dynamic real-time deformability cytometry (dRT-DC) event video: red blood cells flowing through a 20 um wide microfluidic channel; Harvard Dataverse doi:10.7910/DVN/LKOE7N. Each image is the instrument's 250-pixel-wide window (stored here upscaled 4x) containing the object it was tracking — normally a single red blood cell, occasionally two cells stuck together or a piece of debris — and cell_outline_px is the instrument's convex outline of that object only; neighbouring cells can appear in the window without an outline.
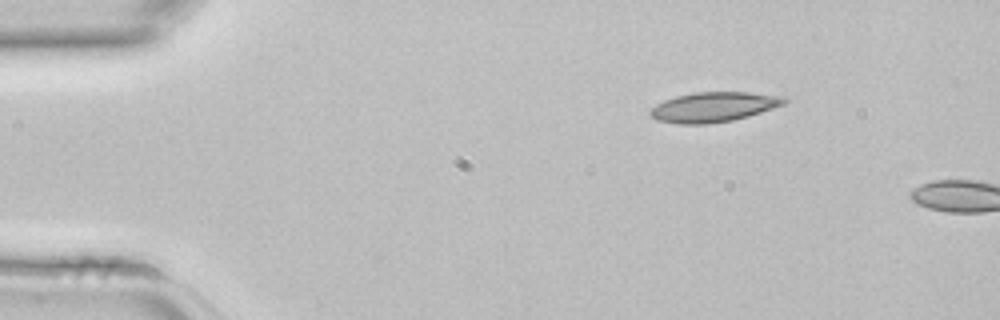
{"species": "common noctule bat (a hibernating species)", "species_latin": "Nyctalus noctula", "temperature_condition": "room temperature", "stored_images_in_passage": 2, "camera_frame_rate_fps": 3000, "um_per_image_px": 0.085, "animal": {"sex": "female", "body_mass_g": 22.7, "forearm_length_mm": 54.2}, "frame": {"image": 1, "passage_image": 1, "time_ms": 0.0, "image_size_px": [1000, 320], "cell_outline_px": [[788, 100], [784, 104], [748, 116], [732, 120], [708, 124], [676, 124], [656, 120], [648, 112], [656, 104], [664, 100], [676, 96], [696, 92], [748, 92], [788, 96]], "centroid_in_image_um": [60.66, 9.09], "position_along_channel_um": 24.3, "area_um2": 23.41}}